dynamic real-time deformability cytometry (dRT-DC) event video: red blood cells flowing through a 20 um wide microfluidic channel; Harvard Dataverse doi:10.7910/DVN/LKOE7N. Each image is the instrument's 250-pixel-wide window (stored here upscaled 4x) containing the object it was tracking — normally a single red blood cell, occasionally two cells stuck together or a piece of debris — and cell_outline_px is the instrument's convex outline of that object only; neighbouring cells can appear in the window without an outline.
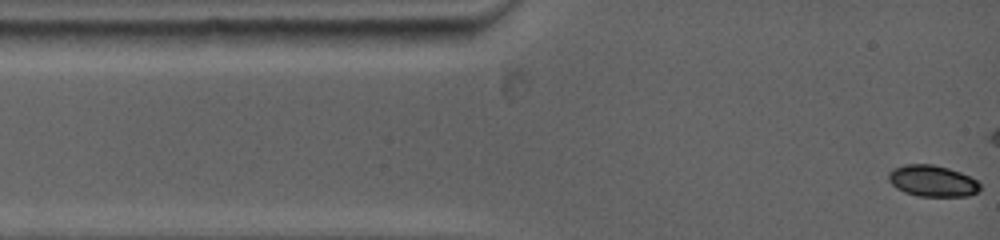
{"species": "common noctule bat (a hibernating species)", "species_latin": "Nyctalus noctula", "temperature_condition": "warm", "stored_images_in_passage": 10, "camera_frame_rate_fps": 5000, "um_per_image_px": 0.085, "animal": {"sex": "female", "body_mass_g": 19.0, "forearm_length_mm": 53.3}, "frame": {"image": 1, "passage_image": 1, "time_ms": 0.0, "image_size_px": [1000, 240], "cell_outline_px": [[980, 188], [976, 192], [968, 196], [916, 196], [904, 192], [896, 188], [888, 180], [888, 172], [892, 168], [904, 164], [932, 164], [948, 168], [960, 172], [976, 180], [980, 184]], "centroid_in_image_um": [79.21, 15.37], "position_along_channel_um": 5.8, "area_um2": 16.76}}
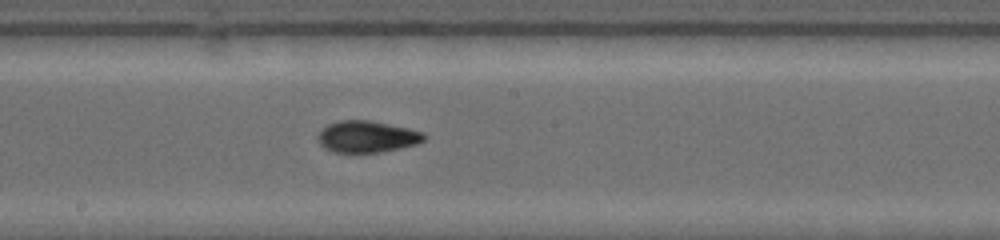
{"frame": {"image": 2, "passage_image": 10, "time_ms": 7.6, "image_size_px": [1000, 240], "cell_outline_px": [[424, 140], [416, 144], [400, 148], [380, 152], [332, 152], [324, 148], [320, 144], [316, 136], [328, 124], [340, 120], [368, 120], [408, 128], [424, 132]], "centroid_in_image_um": [31.17, 11.62], "position_along_channel_um": 217.0, "area_um2": 19.42}}